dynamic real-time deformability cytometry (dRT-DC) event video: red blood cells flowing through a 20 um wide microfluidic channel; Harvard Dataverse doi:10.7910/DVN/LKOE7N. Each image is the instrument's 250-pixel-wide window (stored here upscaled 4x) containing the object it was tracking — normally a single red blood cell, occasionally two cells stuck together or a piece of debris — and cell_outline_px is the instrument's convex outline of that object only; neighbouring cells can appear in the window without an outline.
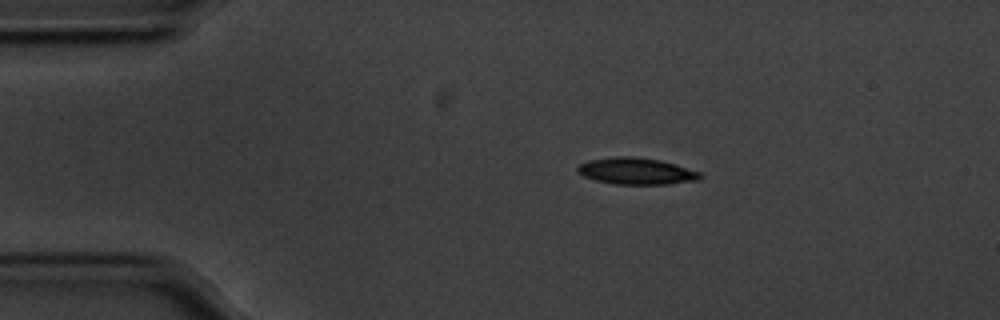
{"species": "common noctule bat (a hibernating species)", "species_latin": "Nyctalus noctula", "temperature_condition": "cold", "stored_images_in_passage": 47, "camera_frame_rate_fps": 3000, "um_per_image_px": 0.085, "animal": {"sex": "male", "body_mass_g": 20.1, "forearm_length_mm": 53.5}, "frame": {"image": 1, "passage_image": 1, "time_ms": 0.0, "image_size_px": [1000, 320], "cell_outline_px": [[704, 176], [700, 180], [668, 184], [616, 184], [596, 180], [584, 176], [576, 172], [576, 168], [580, 164], [588, 160], [624, 156], [628, 156], [660, 160], [700, 172]], "centroid_in_image_um": [54.1, 14.56], "position_along_channel_um": 30.9, "area_um2": 18.84}}
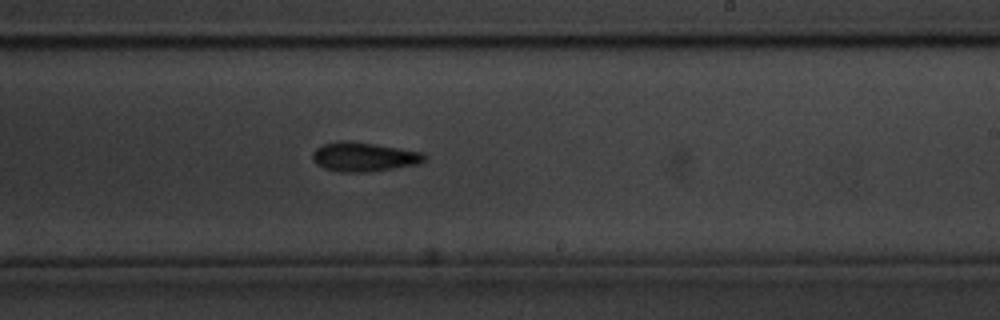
{"frame": {"image": 2, "passage_image": 24, "time_ms": 7.667, "image_size_px": [1000, 320], "cell_outline_px": [[424, 160], [420, 164], [368, 172], [340, 172], [324, 168], [316, 164], [312, 160], [312, 152], [320, 144], [336, 140], [352, 140], [424, 152]], "centroid_in_image_um": [30.88, 13.31], "position_along_channel_um": 258.1, "area_um2": 19.42}}
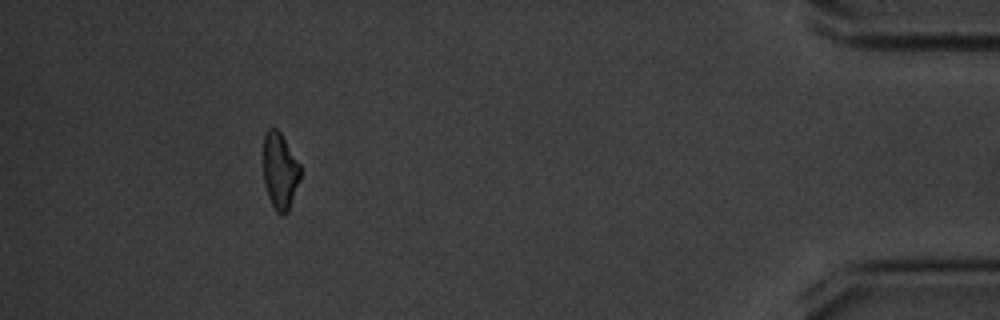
{"frame": {"image": 3, "passage_image": 42, "time_ms": 13.667, "image_size_px": [1000, 320], "cell_outline_px": [[300, 180], [288, 212], [276, 212], [268, 196], [264, 184], [264, 136], [268, 128], [276, 128], [280, 132], [300, 164]], "centroid_in_image_um": [23.8, 14.52], "position_along_channel_um": 411.4, "area_um2": 16.3}, "authors_computed_cell_mechanics": {"area_um2": 18.207, "velocity_mm_per_s": 3.5434, "shape_relaxation_time_tau1_ms": 1.9933, "shape_relaxation_time_tau2_ms": null, "deformation_change_tau1": 0.1245, "deformation_change_tau2": null}}